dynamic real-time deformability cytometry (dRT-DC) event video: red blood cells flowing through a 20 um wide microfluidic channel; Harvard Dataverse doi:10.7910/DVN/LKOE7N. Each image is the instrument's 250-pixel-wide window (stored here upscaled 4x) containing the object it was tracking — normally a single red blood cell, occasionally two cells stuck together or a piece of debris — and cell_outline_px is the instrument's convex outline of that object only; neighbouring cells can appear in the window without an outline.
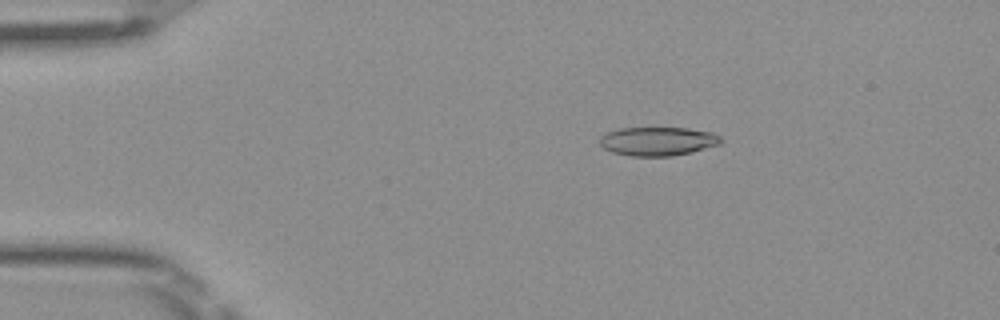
{"species": "Egyptian fruit bat (a non-hibernating species)", "species_latin": "Rousettus aegyptiacus", "temperature_condition": "room temperature", "stored_images_in_passage": 50, "camera_frame_rate_fps": 3000, "um_per_image_px": 0.085, "frame": {"image": 1, "passage_image": 9, "time_ms": 2.667, "image_size_px": [1000, 320], "cell_outline_px": [[724, 140], [720, 144], [692, 152], [672, 156], [632, 156], [612, 152], [604, 148], [600, 144], [600, 136], [616, 128], [688, 128], [712, 132], [720, 136]], "centroid_in_image_um": [55.93, 12.0], "position_along_channel_um": 29.1, "area_um2": 20.4}}
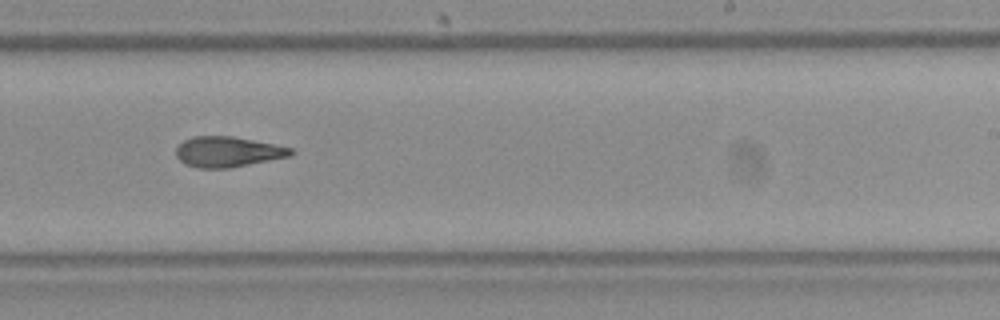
{"frame": {"image": 2, "passage_image": 31, "time_ms": 10.0, "image_size_px": [1000, 320], "cell_outline_px": [[296, 152], [292, 156], [228, 168], [196, 168], [184, 164], [176, 156], [176, 148], [184, 140], [192, 136], [232, 136], [276, 144], [292, 148]], "centroid_in_image_um": [19.38, 12.9], "position_along_channel_um": 269.6, "area_um2": 20.52}}
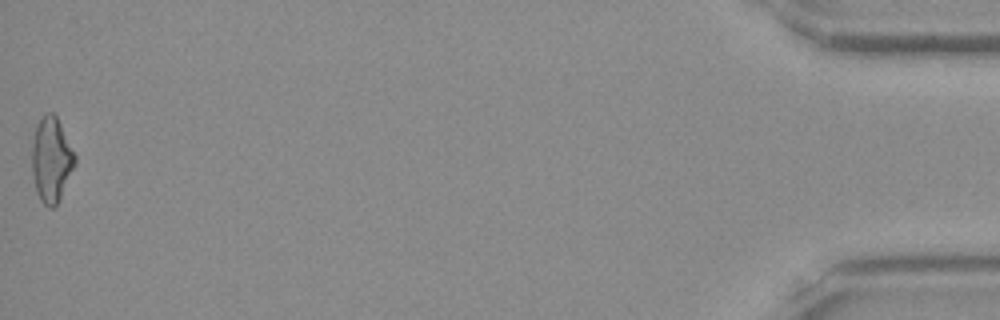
{"frame": {"image": 3, "passage_image": 50, "time_ms": 16.333, "image_size_px": [1000, 320], "cell_outline_px": [[76, 164], [60, 200], [52, 208], [48, 208], [40, 200], [36, 192], [32, 172], [32, 144], [36, 124], [44, 112], [52, 112], [56, 116], [76, 156]], "centroid_in_image_um": [4.36, 13.58], "position_along_channel_um": 430.8, "area_um2": 21.44}, "authors_computed_cell_mechanics": {"area_um2": 20.6346, "velocity_mm_per_s": 4.0739, "shape_relaxation_time_tau1_ms": null, "shape_relaxation_time_tau2_ms": 4.1549, "deformation_change_tau1": null, "deformation_change_tau2": 0.1389}}